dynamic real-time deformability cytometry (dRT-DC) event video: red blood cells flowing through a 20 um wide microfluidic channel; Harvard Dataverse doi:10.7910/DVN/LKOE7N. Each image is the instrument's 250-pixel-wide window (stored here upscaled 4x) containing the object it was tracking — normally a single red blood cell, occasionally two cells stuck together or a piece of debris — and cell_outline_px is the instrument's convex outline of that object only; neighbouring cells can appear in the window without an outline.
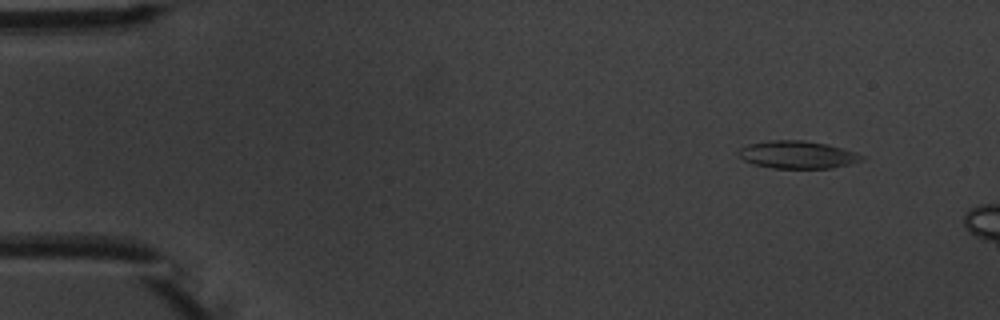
{"species": "common noctule bat (a hibernating species)", "species_latin": "Nyctalus noctula", "temperature_condition": "warm", "stored_images_in_passage": 3, "camera_frame_rate_fps": 3000, "um_per_image_px": 0.085, "animal": {"sex": "male", "body_mass_g": 20.1, "forearm_length_mm": 53.5}, "frame": {"image": 1, "passage_image": 1, "time_ms": 0.0, "image_size_px": [1000, 320], "cell_outline_px": [[864, 160], [832, 168], [772, 168], [752, 164], [744, 160], [736, 152], [740, 148], [748, 144], [768, 140], [804, 140], [828, 144], [856, 152], [864, 156]], "centroid_in_image_um": [67.77, 13.14], "position_along_channel_um": 17.2, "area_um2": 19.94}}